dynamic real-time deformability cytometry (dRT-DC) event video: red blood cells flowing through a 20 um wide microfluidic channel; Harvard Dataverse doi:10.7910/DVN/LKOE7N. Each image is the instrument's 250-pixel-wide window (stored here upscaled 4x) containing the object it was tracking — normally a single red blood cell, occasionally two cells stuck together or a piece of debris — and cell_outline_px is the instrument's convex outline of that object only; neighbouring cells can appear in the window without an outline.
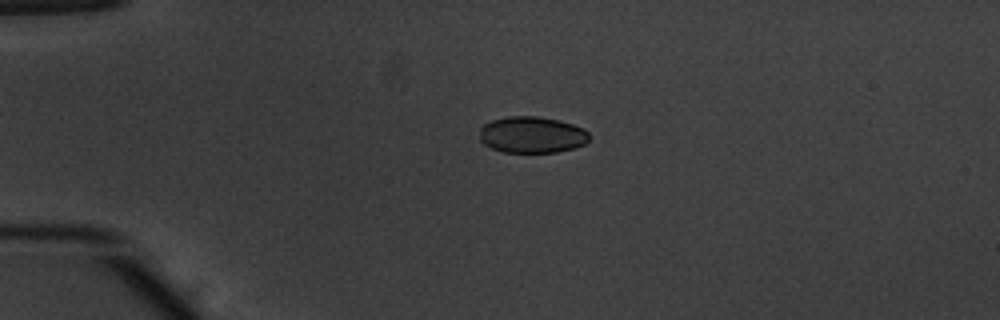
{"species": "common noctule bat (a hibernating species)", "species_latin": "Nyctalus noctula", "temperature_condition": "warm", "stored_images_in_passage": 49, "camera_frame_rate_fps": 3000, "um_per_image_px": 0.085, "animal": {"sex": "male", "body_mass_g": 20.1, "forearm_length_mm": 53.5}, "frame": {"image": 1, "passage_image": 9, "time_ms": 2.667, "image_size_px": [1000, 320], "cell_outline_px": [[588, 140], [584, 144], [576, 148], [556, 152], [504, 152], [492, 148], [484, 144], [480, 140], [480, 128], [484, 124], [492, 120], [508, 116], [540, 116], [560, 120], [584, 128], [588, 132]], "centroid_in_image_um": [45.22, 11.45], "position_along_channel_um": 39.8, "area_um2": 23.41}}
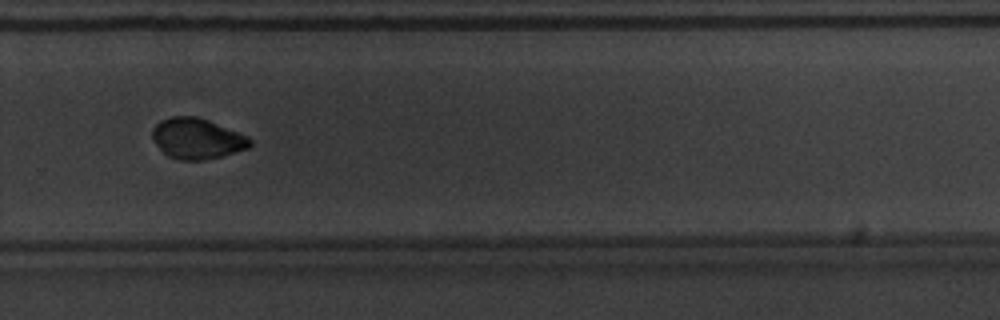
{"frame": {"image": 2, "passage_image": 33, "time_ms": 10.667, "image_size_px": [1000, 320], "cell_outline_px": [[252, 144], [248, 148], [220, 156], [204, 160], [180, 160], [168, 156], [152, 140], [152, 128], [160, 120], [172, 116], [196, 116], [208, 120], [248, 136], [252, 140]], "centroid_in_image_um": [16.73, 11.77], "position_along_channel_um": 313.1, "area_um2": 23.06}}
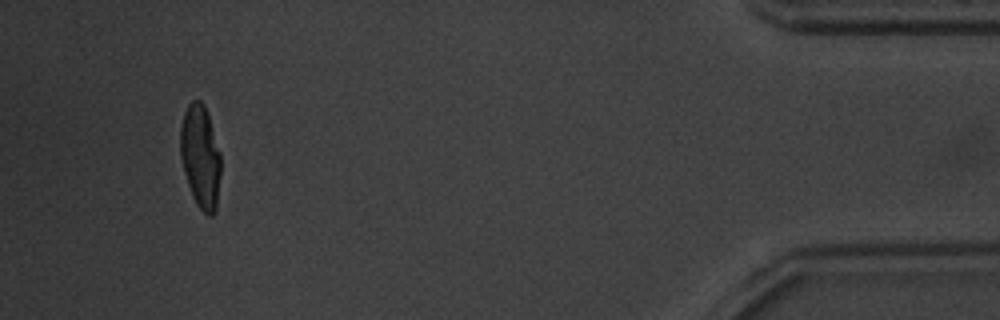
{"frame": {"image": 3, "passage_image": 46, "time_ms": 15.0, "image_size_px": [1000, 320], "cell_outline_px": [[220, 172], [216, 212], [212, 216], [208, 216], [196, 204], [192, 196], [184, 172], [180, 156], [180, 124], [184, 112], [188, 104], [192, 100], [200, 100], [204, 104], [220, 152]], "centroid_in_image_um": [17.02, 13.32], "position_along_channel_um": 418.2, "area_um2": 24.33}, "authors_computed_cell_mechanics": {"area_um2": 23.8714, "velocity_mm_per_s": 3.8785, "shape_relaxation_time_tau1_ms": 2.9167, "shape_relaxation_time_tau2_ms": 1.0157, "deformation_change_tau1": 0.1281, "deformation_change_tau2": 0.0307}}